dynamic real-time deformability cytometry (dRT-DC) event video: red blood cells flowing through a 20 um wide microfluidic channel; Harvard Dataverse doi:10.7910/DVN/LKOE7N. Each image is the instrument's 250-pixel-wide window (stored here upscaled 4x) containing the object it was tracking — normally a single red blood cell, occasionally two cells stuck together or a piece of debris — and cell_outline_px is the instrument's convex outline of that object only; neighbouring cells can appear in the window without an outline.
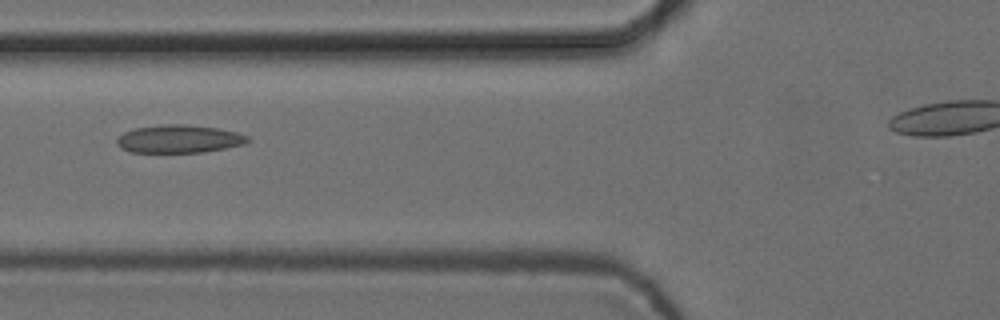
{"species": "common noctule bat (a hibernating species)", "species_latin": "Nyctalus noctula", "temperature_condition": "cold", "stored_images_in_passage": 6, "camera_frame_rate_fps": 3000, "um_per_image_px": 0.085, "animal": {"sex": "female", "body_mass_g": 24.6, "forearm_length_mm": 56.2}, "frame": {"image": 1, "passage_image": 5, "time_ms": 1.333, "image_size_px": [1000, 320], "cell_outline_px": [[252, 140], [244, 144], [204, 152], [128, 152], [120, 148], [116, 144], [116, 140], [124, 132], [132, 128], [164, 124], [188, 124], [216, 128], [236, 132], [248, 136]], "centroid_in_image_um": [15.19, 11.8], "position_along_channel_um": 110.6, "area_um2": 21.44}}
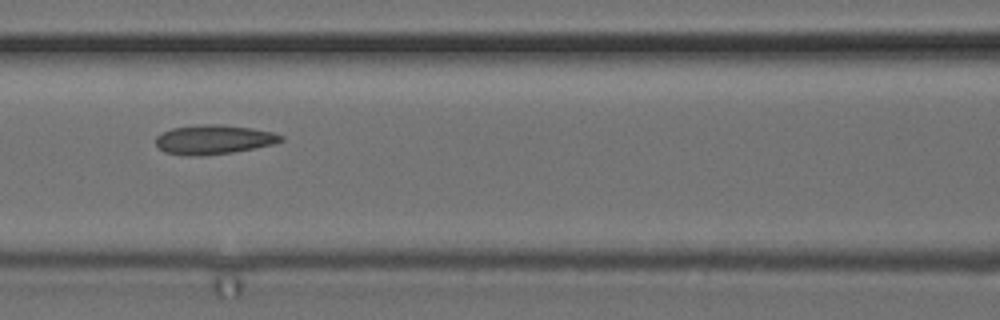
{"frame": {"image": 2, "passage_image": 6, "time_ms": 1.667, "image_size_px": [1000, 320], "cell_outline_px": [[284, 140], [272, 144], [256, 148], [232, 152], [200, 156], [184, 156], [164, 152], [156, 144], [156, 136], [172, 128], [204, 124], [224, 124], [252, 128], [272, 132], [284, 136]], "centroid_in_image_um": [18.17, 11.86], "position_along_channel_um": 148.4, "area_um2": 21.44}}